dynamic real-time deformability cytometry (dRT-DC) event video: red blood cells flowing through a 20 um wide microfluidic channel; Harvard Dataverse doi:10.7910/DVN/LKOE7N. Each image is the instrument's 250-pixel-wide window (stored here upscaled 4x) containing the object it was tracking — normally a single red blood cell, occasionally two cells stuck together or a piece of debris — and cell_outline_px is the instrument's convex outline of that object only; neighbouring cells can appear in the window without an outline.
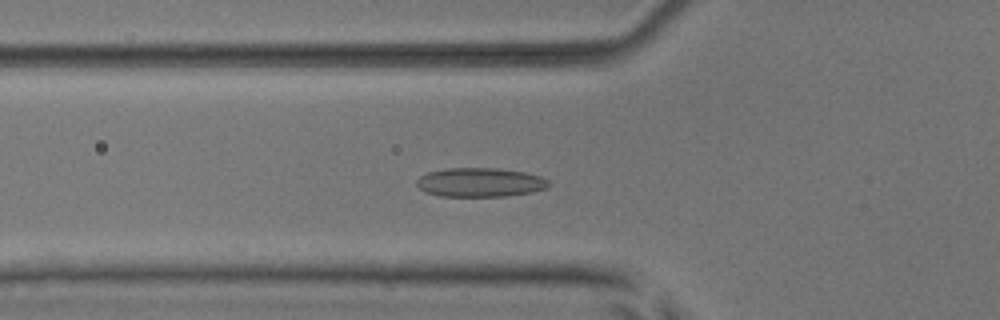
{"species": "common noctule bat (a hibernating species)", "species_latin": "Nyctalus noctula", "temperature_condition": "room temperature", "stored_images_in_passage": 54, "camera_frame_rate_fps": 3000, "um_per_image_px": 0.085, "animal": {"sex": "male", "body_mass_g": 17.9, "forearm_length_mm": 54.2}, "frame": {"image": 1, "passage_image": 20, "time_ms": 6.333, "image_size_px": [1000, 320], "cell_outline_px": [[552, 184], [548, 188], [532, 192], [504, 196], [440, 196], [424, 192], [416, 184], [416, 180], [420, 176], [428, 172], [448, 168], [496, 168], [524, 172], [540, 176], [548, 180]], "centroid_in_image_um": [40.82, 15.5], "position_along_channel_um": 85.0, "area_um2": 22.43}}
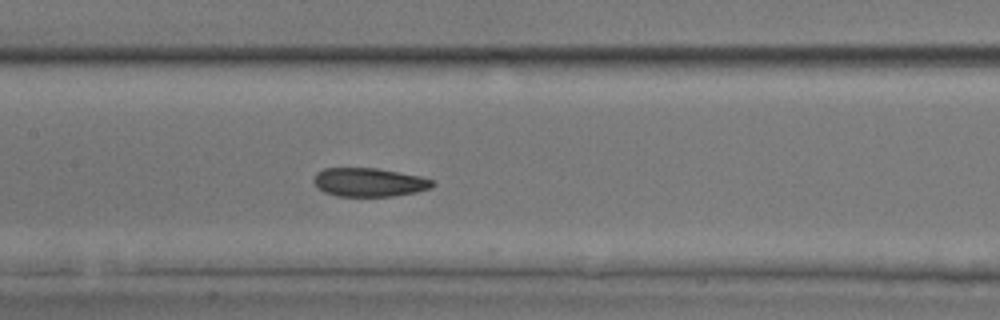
{"frame": {"image": 2, "passage_image": 27, "time_ms": 8.667, "image_size_px": [1000, 320], "cell_outline_px": [[436, 184], [432, 188], [416, 192], [392, 196], [336, 196], [324, 192], [312, 180], [316, 172], [324, 168], [376, 168], [400, 172], [420, 176], [432, 180]], "centroid_in_image_um": [31.39, 15.49], "position_along_channel_um": 176.0, "area_um2": 19.88}}
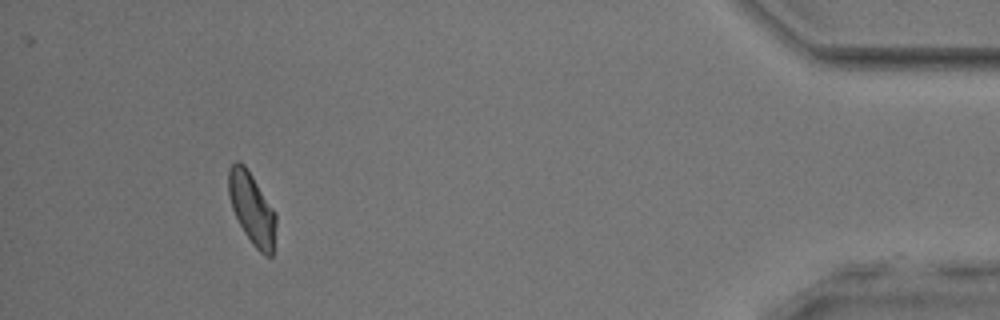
{"frame": {"image": 3, "passage_image": 50, "time_ms": 16.333, "image_size_px": [1000, 320], "cell_outline_px": [[276, 224], [272, 256], [264, 256], [252, 244], [244, 232], [232, 208], [228, 192], [228, 168], [236, 160], [240, 160], [244, 164], [276, 212]], "centroid_in_image_um": [21.41, 17.71], "position_along_channel_um": 413.8, "area_um2": 19.77}, "authors_computed_cell_mechanics": {"area_um2": 20.5768, "velocity_mm_per_s": 3.8987, "shape_relaxation_time_tau1_ms": 6.6713, "shape_relaxation_time_tau2_ms": 2.3295, "deformation_change_tau1": 0.1293, "deformation_change_tau2": 0.0683}}